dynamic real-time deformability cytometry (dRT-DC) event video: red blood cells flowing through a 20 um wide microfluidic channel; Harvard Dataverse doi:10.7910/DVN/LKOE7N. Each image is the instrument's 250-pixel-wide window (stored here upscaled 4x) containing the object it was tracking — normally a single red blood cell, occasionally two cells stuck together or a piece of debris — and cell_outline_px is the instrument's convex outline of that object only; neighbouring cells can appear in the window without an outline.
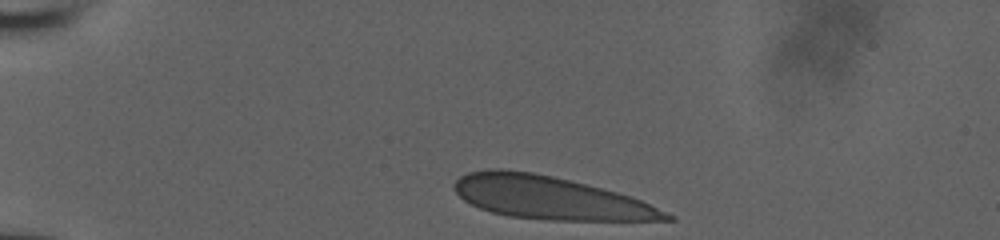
{"species": "human", "species_latin": "Homo sapiens", "temperature_condition": "room temperature", "stored_images_in_passage": 8, "camera_frame_rate_fps": 3000, "um_per_image_px": 0.085, "donor": {"sex": "male"}, "frame": {"image": 1, "passage_image": 1, "time_ms": 0.0, "image_size_px": [1000, 240], "cell_outline_px": [[676, 220], [548, 220], [508, 216], [492, 212], [480, 208], [464, 200], [452, 188], [452, 184], [460, 176], [468, 172], [488, 168], [500, 168], [532, 172], [552, 176], [632, 196], [676, 216]], "centroid_in_image_um": [46.72, 16.81], "position_along_channel_um": 38.3, "area_um2": 52.77}}
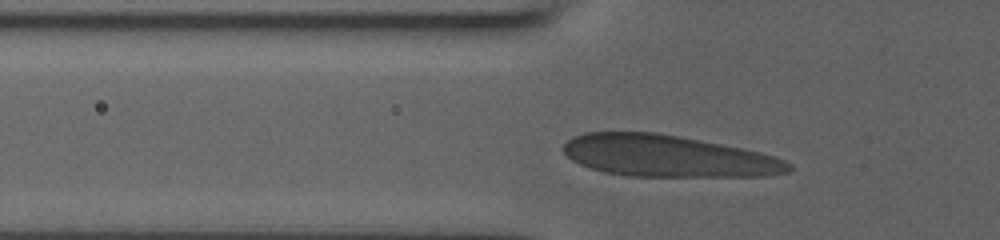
{"frame": {"image": 2, "passage_image": 6, "time_ms": 2.333, "image_size_px": [1000, 240], "cell_outline_px": [[792, 168], [788, 172], [768, 176], [628, 176], [604, 172], [580, 164], [572, 160], [560, 148], [572, 136], [584, 132], [656, 132], [680, 136], [760, 152], [784, 160], [792, 164]], "centroid_in_image_um": [56.74, 13.26], "position_along_channel_um": 69.1, "area_um2": 54.62}}